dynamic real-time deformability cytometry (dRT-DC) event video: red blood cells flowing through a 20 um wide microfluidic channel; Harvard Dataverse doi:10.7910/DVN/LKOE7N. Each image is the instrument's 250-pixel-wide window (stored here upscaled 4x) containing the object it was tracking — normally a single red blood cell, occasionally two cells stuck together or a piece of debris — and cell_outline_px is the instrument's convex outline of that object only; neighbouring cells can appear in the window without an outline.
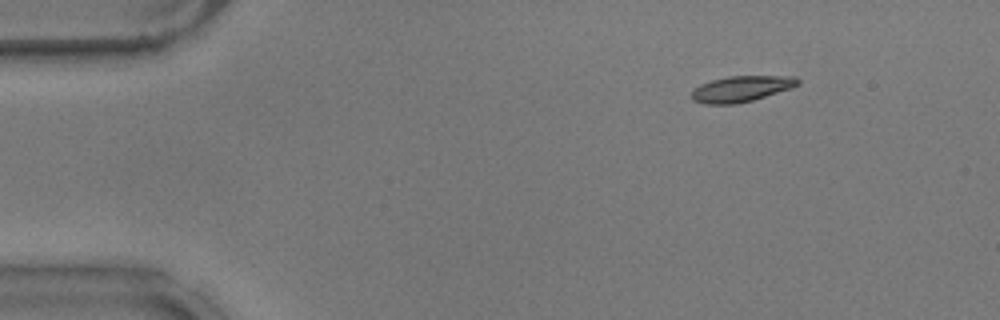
{"species": "common noctule bat (a hibernating species)", "species_latin": "Nyctalus noctula", "temperature_condition": "warm", "stored_images_in_passage": 11, "camera_frame_rate_fps": 3000, "um_per_image_px": 0.085, "animal": {"sex": "male", "body_mass_g": 17.9}, "frame": {"image": 1, "passage_image": 3, "time_ms": 0.667, "image_size_px": [1000, 320], "cell_outline_px": [[800, 84], [792, 88], [752, 100], [736, 104], [704, 104], [692, 100], [692, 92], [700, 84], [712, 80], [728, 76], [796, 76], [800, 80]], "centroid_in_image_um": [63.04, 7.54], "position_along_channel_um": 22.0, "area_um2": 16.01}}